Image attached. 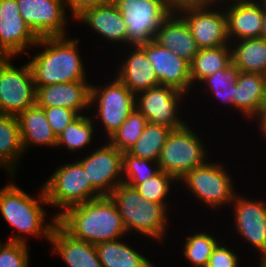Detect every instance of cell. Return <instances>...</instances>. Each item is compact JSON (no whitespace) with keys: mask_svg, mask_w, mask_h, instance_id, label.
Listing matches in <instances>:
<instances>
[{"mask_svg":"<svg viewBox=\"0 0 266 267\" xmlns=\"http://www.w3.org/2000/svg\"><path fill=\"white\" fill-rule=\"evenodd\" d=\"M57 223L71 236L96 245L128 235L115 203L102 196L67 208Z\"/></svg>","mask_w":266,"mask_h":267,"instance_id":"obj_1","label":"cell"},{"mask_svg":"<svg viewBox=\"0 0 266 267\" xmlns=\"http://www.w3.org/2000/svg\"><path fill=\"white\" fill-rule=\"evenodd\" d=\"M79 42V39H68L67 36L40 38L36 48L42 45L44 50L28 61L35 86L88 81L78 50Z\"/></svg>","mask_w":266,"mask_h":267,"instance_id":"obj_2","label":"cell"},{"mask_svg":"<svg viewBox=\"0 0 266 267\" xmlns=\"http://www.w3.org/2000/svg\"><path fill=\"white\" fill-rule=\"evenodd\" d=\"M12 182V183H11ZM0 189V212L6 223L19 231L17 236H11L8 241H17L27 243L24 235H34L35 237L43 236L47 240L50 238V233L57 222L54 216L50 219L52 222L45 221L46 210L42 204L48 205L43 187L40 188L38 198L32 197L24 192L22 188L15 185V181H11ZM47 204V205H46ZM23 236H22V235Z\"/></svg>","mask_w":266,"mask_h":267,"instance_id":"obj_3","label":"cell"},{"mask_svg":"<svg viewBox=\"0 0 266 267\" xmlns=\"http://www.w3.org/2000/svg\"><path fill=\"white\" fill-rule=\"evenodd\" d=\"M109 197L115 203L128 234L135 231L162 243L167 231L168 207L145 200L135 187L124 182L119 183Z\"/></svg>","mask_w":266,"mask_h":267,"instance_id":"obj_4","label":"cell"},{"mask_svg":"<svg viewBox=\"0 0 266 267\" xmlns=\"http://www.w3.org/2000/svg\"><path fill=\"white\" fill-rule=\"evenodd\" d=\"M42 187L48 205L61 209L56 218L69 207L103 196L91 184L78 160L58 167Z\"/></svg>","mask_w":266,"mask_h":267,"instance_id":"obj_5","label":"cell"},{"mask_svg":"<svg viewBox=\"0 0 266 267\" xmlns=\"http://www.w3.org/2000/svg\"><path fill=\"white\" fill-rule=\"evenodd\" d=\"M219 4L207 1L184 2L174 7V10L185 20L199 49L230 44L226 15L224 8L220 10L218 8L222 2Z\"/></svg>","mask_w":266,"mask_h":267,"instance_id":"obj_6","label":"cell"},{"mask_svg":"<svg viewBox=\"0 0 266 267\" xmlns=\"http://www.w3.org/2000/svg\"><path fill=\"white\" fill-rule=\"evenodd\" d=\"M113 3L127 26L128 46L153 41L162 22L175 7L169 0H116Z\"/></svg>","mask_w":266,"mask_h":267,"instance_id":"obj_7","label":"cell"},{"mask_svg":"<svg viewBox=\"0 0 266 267\" xmlns=\"http://www.w3.org/2000/svg\"><path fill=\"white\" fill-rule=\"evenodd\" d=\"M190 128L185 124L172 129L157 161L162 171L172 174L177 180L208 161L206 145Z\"/></svg>","mask_w":266,"mask_h":267,"instance_id":"obj_8","label":"cell"},{"mask_svg":"<svg viewBox=\"0 0 266 267\" xmlns=\"http://www.w3.org/2000/svg\"><path fill=\"white\" fill-rule=\"evenodd\" d=\"M223 166L215 162H206L185 173L178 182L183 183L205 206L219 209L228 203L232 204L230 202H233L236 194L231 174Z\"/></svg>","mask_w":266,"mask_h":267,"instance_id":"obj_9","label":"cell"},{"mask_svg":"<svg viewBox=\"0 0 266 267\" xmlns=\"http://www.w3.org/2000/svg\"><path fill=\"white\" fill-rule=\"evenodd\" d=\"M13 57H0V114L18 115L36 105V86L29 63L17 68Z\"/></svg>","mask_w":266,"mask_h":267,"instance_id":"obj_10","label":"cell"},{"mask_svg":"<svg viewBox=\"0 0 266 267\" xmlns=\"http://www.w3.org/2000/svg\"><path fill=\"white\" fill-rule=\"evenodd\" d=\"M102 87L91 84L90 109L96 105L95 116L109 138L135 108V94L117 77ZM96 103V104H95Z\"/></svg>","mask_w":266,"mask_h":267,"instance_id":"obj_11","label":"cell"},{"mask_svg":"<svg viewBox=\"0 0 266 267\" xmlns=\"http://www.w3.org/2000/svg\"><path fill=\"white\" fill-rule=\"evenodd\" d=\"M186 96L175 88L157 85L135 95V107L149 123L177 129L186 124L178 112L181 99ZM179 114V115H178Z\"/></svg>","mask_w":266,"mask_h":267,"instance_id":"obj_12","label":"cell"},{"mask_svg":"<svg viewBox=\"0 0 266 267\" xmlns=\"http://www.w3.org/2000/svg\"><path fill=\"white\" fill-rule=\"evenodd\" d=\"M16 2L21 17L39 38L66 36L68 15L63 0H16Z\"/></svg>","mask_w":266,"mask_h":267,"instance_id":"obj_13","label":"cell"},{"mask_svg":"<svg viewBox=\"0 0 266 267\" xmlns=\"http://www.w3.org/2000/svg\"><path fill=\"white\" fill-rule=\"evenodd\" d=\"M78 161L86 171L91 184L103 196H109L114 188L123 182V153L108 141Z\"/></svg>","mask_w":266,"mask_h":267,"instance_id":"obj_14","label":"cell"},{"mask_svg":"<svg viewBox=\"0 0 266 267\" xmlns=\"http://www.w3.org/2000/svg\"><path fill=\"white\" fill-rule=\"evenodd\" d=\"M39 39L21 17L16 0H0V57L16 58L35 48Z\"/></svg>","mask_w":266,"mask_h":267,"instance_id":"obj_15","label":"cell"},{"mask_svg":"<svg viewBox=\"0 0 266 267\" xmlns=\"http://www.w3.org/2000/svg\"><path fill=\"white\" fill-rule=\"evenodd\" d=\"M139 46L145 51L148 60L154 66L160 85L175 88L185 95L188 94L189 89L192 90L188 61L160 46L154 40Z\"/></svg>","mask_w":266,"mask_h":267,"instance_id":"obj_16","label":"cell"},{"mask_svg":"<svg viewBox=\"0 0 266 267\" xmlns=\"http://www.w3.org/2000/svg\"><path fill=\"white\" fill-rule=\"evenodd\" d=\"M235 229L260 256L266 254V201L251 200L235 194L232 204Z\"/></svg>","mask_w":266,"mask_h":267,"instance_id":"obj_17","label":"cell"},{"mask_svg":"<svg viewBox=\"0 0 266 267\" xmlns=\"http://www.w3.org/2000/svg\"><path fill=\"white\" fill-rule=\"evenodd\" d=\"M225 5L227 33L231 42L261 37L264 16L261 0H226Z\"/></svg>","mask_w":266,"mask_h":267,"instance_id":"obj_18","label":"cell"},{"mask_svg":"<svg viewBox=\"0 0 266 267\" xmlns=\"http://www.w3.org/2000/svg\"><path fill=\"white\" fill-rule=\"evenodd\" d=\"M91 85L88 81H73L36 86V105L41 108L64 107L83 115L90 107Z\"/></svg>","mask_w":266,"mask_h":267,"instance_id":"obj_19","label":"cell"},{"mask_svg":"<svg viewBox=\"0 0 266 267\" xmlns=\"http://www.w3.org/2000/svg\"><path fill=\"white\" fill-rule=\"evenodd\" d=\"M49 243L68 267H102L96 246L79 240L66 232L57 222L53 226Z\"/></svg>","mask_w":266,"mask_h":267,"instance_id":"obj_20","label":"cell"},{"mask_svg":"<svg viewBox=\"0 0 266 267\" xmlns=\"http://www.w3.org/2000/svg\"><path fill=\"white\" fill-rule=\"evenodd\" d=\"M75 20L90 26V29L111 43L121 42L122 46L123 44L128 46L127 26L123 16L112 2L87 8Z\"/></svg>","mask_w":266,"mask_h":267,"instance_id":"obj_21","label":"cell"},{"mask_svg":"<svg viewBox=\"0 0 266 267\" xmlns=\"http://www.w3.org/2000/svg\"><path fill=\"white\" fill-rule=\"evenodd\" d=\"M154 41L189 63L199 51L185 20L175 10L162 22Z\"/></svg>","mask_w":266,"mask_h":267,"instance_id":"obj_22","label":"cell"},{"mask_svg":"<svg viewBox=\"0 0 266 267\" xmlns=\"http://www.w3.org/2000/svg\"><path fill=\"white\" fill-rule=\"evenodd\" d=\"M129 47L132 49L126 55L125 61H121L115 76L135 95L160 85L156 78L154 66L148 60L145 51L139 45Z\"/></svg>","mask_w":266,"mask_h":267,"instance_id":"obj_23","label":"cell"},{"mask_svg":"<svg viewBox=\"0 0 266 267\" xmlns=\"http://www.w3.org/2000/svg\"><path fill=\"white\" fill-rule=\"evenodd\" d=\"M266 105V76L258 73L240 72L235 86L234 108L245 118L254 117Z\"/></svg>","mask_w":266,"mask_h":267,"instance_id":"obj_24","label":"cell"},{"mask_svg":"<svg viewBox=\"0 0 266 267\" xmlns=\"http://www.w3.org/2000/svg\"><path fill=\"white\" fill-rule=\"evenodd\" d=\"M24 152L35 146L55 147L57 137L52 132L44 109L34 105L17 115Z\"/></svg>","mask_w":266,"mask_h":267,"instance_id":"obj_25","label":"cell"},{"mask_svg":"<svg viewBox=\"0 0 266 267\" xmlns=\"http://www.w3.org/2000/svg\"><path fill=\"white\" fill-rule=\"evenodd\" d=\"M23 154L17 116L0 114V167L11 175L10 178L17 172V164Z\"/></svg>","mask_w":266,"mask_h":267,"instance_id":"obj_26","label":"cell"},{"mask_svg":"<svg viewBox=\"0 0 266 267\" xmlns=\"http://www.w3.org/2000/svg\"><path fill=\"white\" fill-rule=\"evenodd\" d=\"M229 45L232 64L240 72L266 76V40L264 38L238 40L230 42Z\"/></svg>","mask_w":266,"mask_h":267,"instance_id":"obj_27","label":"cell"},{"mask_svg":"<svg viewBox=\"0 0 266 267\" xmlns=\"http://www.w3.org/2000/svg\"><path fill=\"white\" fill-rule=\"evenodd\" d=\"M121 239L95 245L102 267H155L146 256Z\"/></svg>","mask_w":266,"mask_h":267,"instance_id":"obj_28","label":"cell"},{"mask_svg":"<svg viewBox=\"0 0 266 267\" xmlns=\"http://www.w3.org/2000/svg\"><path fill=\"white\" fill-rule=\"evenodd\" d=\"M232 64L231 48L229 45L215 48L199 49L190 63L191 83H201L215 72L227 68Z\"/></svg>","mask_w":266,"mask_h":267,"instance_id":"obj_29","label":"cell"},{"mask_svg":"<svg viewBox=\"0 0 266 267\" xmlns=\"http://www.w3.org/2000/svg\"><path fill=\"white\" fill-rule=\"evenodd\" d=\"M171 131L172 129L169 127L148 122L142 135L128 150V153L139 158L157 162L161 149L165 145Z\"/></svg>","mask_w":266,"mask_h":267,"instance_id":"obj_30","label":"cell"},{"mask_svg":"<svg viewBox=\"0 0 266 267\" xmlns=\"http://www.w3.org/2000/svg\"><path fill=\"white\" fill-rule=\"evenodd\" d=\"M91 117V118H90ZM93 117V119H92ZM95 116L79 115L73 122L69 123L68 126L62 131L57 137V145L66 146L70 152H77L81 148H85L90 145L93 140V134L95 131L94 120ZM94 122V123H93Z\"/></svg>","mask_w":266,"mask_h":267,"instance_id":"obj_31","label":"cell"},{"mask_svg":"<svg viewBox=\"0 0 266 267\" xmlns=\"http://www.w3.org/2000/svg\"><path fill=\"white\" fill-rule=\"evenodd\" d=\"M147 123L146 117L135 107L107 141L122 153L128 152L142 135Z\"/></svg>","mask_w":266,"mask_h":267,"instance_id":"obj_32","label":"cell"},{"mask_svg":"<svg viewBox=\"0 0 266 267\" xmlns=\"http://www.w3.org/2000/svg\"><path fill=\"white\" fill-rule=\"evenodd\" d=\"M240 70L233 64L227 68L219 70L209 77L205 78L206 87L211 91L213 98H217L224 105L229 104L234 107L235 86ZM226 103V104H225Z\"/></svg>","mask_w":266,"mask_h":267,"instance_id":"obj_33","label":"cell"},{"mask_svg":"<svg viewBox=\"0 0 266 267\" xmlns=\"http://www.w3.org/2000/svg\"><path fill=\"white\" fill-rule=\"evenodd\" d=\"M218 243L216 237L201 231L187 236L182 253L192 266L206 267Z\"/></svg>","mask_w":266,"mask_h":267,"instance_id":"obj_34","label":"cell"},{"mask_svg":"<svg viewBox=\"0 0 266 267\" xmlns=\"http://www.w3.org/2000/svg\"><path fill=\"white\" fill-rule=\"evenodd\" d=\"M160 171L161 169L157 162L133 156L128 152L123 153V182L130 186L136 187L139 183L155 176Z\"/></svg>","mask_w":266,"mask_h":267,"instance_id":"obj_35","label":"cell"},{"mask_svg":"<svg viewBox=\"0 0 266 267\" xmlns=\"http://www.w3.org/2000/svg\"><path fill=\"white\" fill-rule=\"evenodd\" d=\"M175 181L178 182L172 174L161 170L155 176L139 183L135 188L145 200L159 203L167 207L169 205L166 203V196L170 193V188L173 183H176Z\"/></svg>","mask_w":266,"mask_h":267,"instance_id":"obj_36","label":"cell"},{"mask_svg":"<svg viewBox=\"0 0 266 267\" xmlns=\"http://www.w3.org/2000/svg\"><path fill=\"white\" fill-rule=\"evenodd\" d=\"M27 245L17 241H0V267H30Z\"/></svg>","mask_w":266,"mask_h":267,"instance_id":"obj_37","label":"cell"},{"mask_svg":"<svg viewBox=\"0 0 266 267\" xmlns=\"http://www.w3.org/2000/svg\"><path fill=\"white\" fill-rule=\"evenodd\" d=\"M43 109L52 132L56 137L62 133L69 123L73 122L79 116L76 111L64 107L56 106Z\"/></svg>","mask_w":266,"mask_h":267,"instance_id":"obj_38","label":"cell"},{"mask_svg":"<svg viewBox=\"0 0 266 267\" xmlns=\"http://www.w3.org/2000/svg\"><path fill=\"white\" fill-rule=\"evenodd\" d=\"M239 256L220 242L216 245L206 267H238Z\"/></svg>","mask_w":266,"mask_h":267,"instance_id":"obj_39","label":"cell"},{"mask_svg":"<svg viewBox=\"0 0 266 267\" xmlns=\"http://www.w3.org/2000/svg\"><path fill=\"white\" fill-rule=\"evenodd\" d=\"M66 8L70 7L72 19L79 16L85 9L110 3L108 0H63Z\"/></svg>","mask_w":266,"mask_h":267,"instance_id":"obj_40","label":"cell"},{"mask_svg":"<svg viewBox=\"0 0 266 267\" xmlns=\"http://www.w3.org/2000/svg\"><path fill=\"white\" fill-rule=\"evenodd\" d=\"M254 119L257 120L256 123H258V121H259V123H258V125H259L258 127L260 128L259 130H261L260 132H262V136H264L266 138V105L254 117Z\"/></svg>","mask_w":266,"mask_h":267,"instance_id":"obj_41","label":"cell"},{"mask_svg":"<svg viewBox=\"0 0 266 267\" xmlns=\"http://www.w3.org/2000/svg\"><path fill=\"white\" fill-rule=\"evenodd\" d=\"M261 37L266 40V10L264 8V16L262 21Z\"/></svg>","mask_w":266,"mask_h":267,"instance_id":"obj_42","label":"cell"},{"mask_svg":"<svg viewBox=\"0 0 266 267\" xmlns=\"http://www.w3.org/2000/svg\"><path fill=\"white\" fill-rule=\"evenodd\" d=\"M174 6L177 5V4H181V3H184V2H200V1H203V0H169Z\"/></svg>","mask_w":266,"mask_h":267,"instance_id":"obj_43","label":"cell"},{"mask_svg":"<svg viewBox=\"0 0 266 267\" xmlns=\"http://www.w3.org/2000/svg\"><path fill=\"white\" fill-rule=\"evenodd\" d=\"M260 258H261V259H260L259 262H260L264 267H266V254H263Z\"/></svg>","mask_w":266,"mask_h":267,"instance_id":"obj_44","label":"cell"},{"mask_svg":"<svg viewBox=\"0 0 266 267\" xmlns=\"http://www.w3.org/2000/svg\"><path fill=\"white\" fill-rule=\"evenodd\" d=\"M219 1H220V2L223 1V4H224V2H225L226 0H210V2H218V3H219Z\"/></svg>","mask_w":266,"mask_h":267,"instance_id":"obj_45","label":"cell"},{"mask_svg":"<svg viewBox=\"0 0 266 267\" xmlns=\"http://www.w3.org/2000/svg\"><path fill=\"white\" fill-rule=\"evenodd\" d=\"M261 1H262L263 5H264V8L266 10V0H261Z\"/></svg>","mask_w":266,"mask_h":267,"instance_id":"obj_46","label":"cell"}]
</instances>
